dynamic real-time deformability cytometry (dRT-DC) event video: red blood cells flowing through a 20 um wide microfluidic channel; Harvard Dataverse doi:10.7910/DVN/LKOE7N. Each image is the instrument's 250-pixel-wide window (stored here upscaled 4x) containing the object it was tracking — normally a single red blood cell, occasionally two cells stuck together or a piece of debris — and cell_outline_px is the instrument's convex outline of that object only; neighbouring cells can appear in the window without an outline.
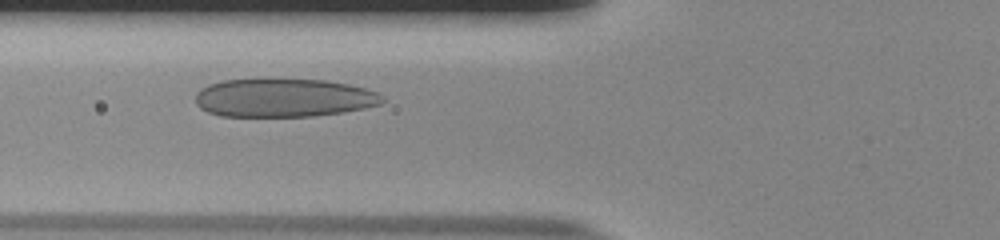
{"species": "human", "species_latin": "Homo sapiens", "temperature_condition": "room temperature", "stored_images_in_passage": 31, "camera_frame_rate_fps": 3000, "um_per_image_px": 0.085, "donor": {"sex": "male"}, "frame": {"image": 1, "passage_image": 5, "time_ms": 1.333, "image_size_px": [1000, 240], "cell_outline_px": [[384, 100], [380, 104], [364, 108], [340, 112], [312, 116], [220, 116], [208, 112], [200, 108], [196, 104], [196, 92], [200, 88], [208, 84], [224, 80], [328, 80], [348, 84], [364, 88], [376, 92], [384, 96]], "centroid_in_image_um": [24.09, 8.32], "position_along_channel_um": 101.7, "area_um2": 41.56}}
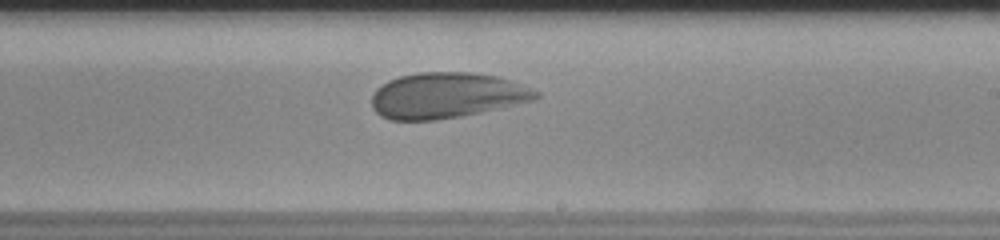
{"frame": {"image": 2, "passage_image": 17, "time_ms": 5.333, "image_size_px": [1000, 240], "cell_outline_px": [[540, 96], [532, 100], [480, 112], [460, 116], [436, 120], [388, 120], [380, 116], [372, 108], [372, 92], [380, 84], [388, 80], [400, 76], [420, 72], [472, 72], [500, 76], [540, 92]], "centroid_in_image_um": [37.91, 8.1], "position_along_channel_um": 251.1, "area_um2": 43.75}}
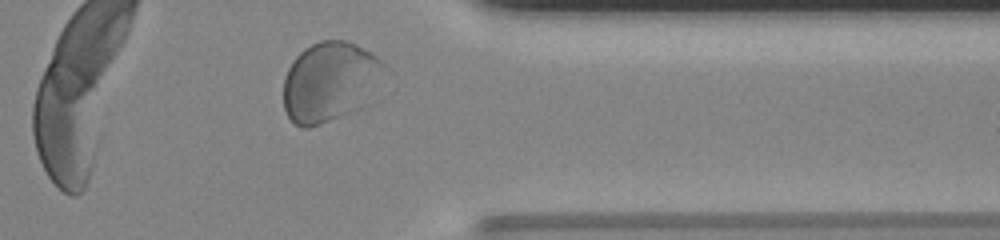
{"frame": {"image": 3, "passage_image": 28, "time_ms": 9.0, "image_size_px": [1000, 240], "cell_outline_px": [[384, 64], [380, 100], [356, 112], [308, 128], [304, 128], [296, 124], [288, 116], [284, 108], [284, 76], [288, 68], [296, 56], [304, 48], [320, 40], [344, 40], [356, 44], [372, 52]], "centroid_in_image_um": [28.15, 6.99], "position_along_channel_um": 383.2, "area_um2": 48.61}, "authors_computed_cell_mechanics": {"area_um2": 43.5234, "velocity_mm_per_s": 3.7383, "shape_relaxation_time_tau1_ms": 5.3564, "shape_relaxation_time_tau2_ms": null, "deformation_change_tau1": 0.1735, "deformation_change_tau2": null}}